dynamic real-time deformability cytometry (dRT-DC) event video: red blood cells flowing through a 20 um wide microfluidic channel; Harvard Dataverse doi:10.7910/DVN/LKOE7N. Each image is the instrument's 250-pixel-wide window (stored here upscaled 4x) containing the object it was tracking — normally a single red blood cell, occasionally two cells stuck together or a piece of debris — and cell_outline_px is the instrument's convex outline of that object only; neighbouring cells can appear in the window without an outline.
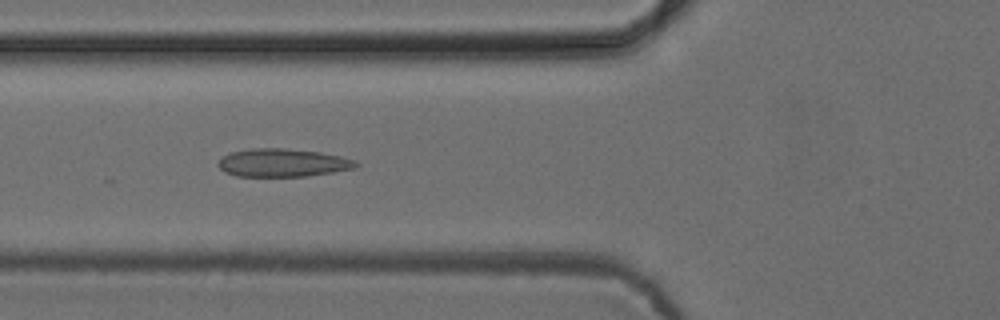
{"species": "common noctule bat (a hibernating species)", "species_latin": "Nyctalus noctula", "temperature_condition": "cold", "stored_images_in_passage": 53, "camera_frame_rate_fps": 3000, "um_per_image_px": 0.085, "animal": {"sex": "female", "body_mass_g": 24.6, "forearm_length_mm": 56.2}, "frame": {"image": 1, "passage_image": 19, "time_ms": 6.0, "image_size_px": [1000, 320], "cell_outline_px": [[360, 164], [356, 168], [332, 172], [304, 176], [236, 176], [224, 172], [216, 164], [224, 156], [232, 152], [252, 148], [284, 148], [320, 152], [340, 156], [356, 160]], "centroid_in_image_um": [24.04, 13.83], "position_along_channel_um": 101.8, "area_um2": 22.48}}
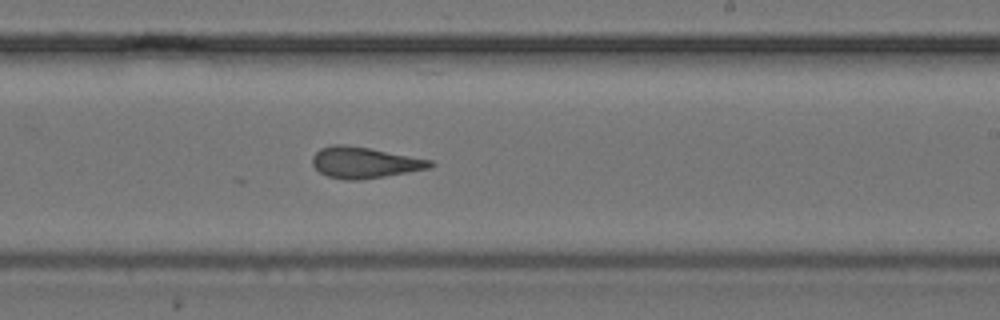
{"frame": {"image": 2, "passage_image": 31, "time_ms": 10.0, "image_size_px": [1000, 320], "cell_outline_px": [[436, 164], [428, 168], [384, 176], [360, 180], [344, 180], [328, 176], [320, 172], [312, 164], [312, 156], [320, 148], [332, 144], [344, 144], [368, 148], [432, 160]], "centroid_in_image_um": [30.94, 13.81], "position_along_channel_um": 258.1, "area_um2": 21.15}}
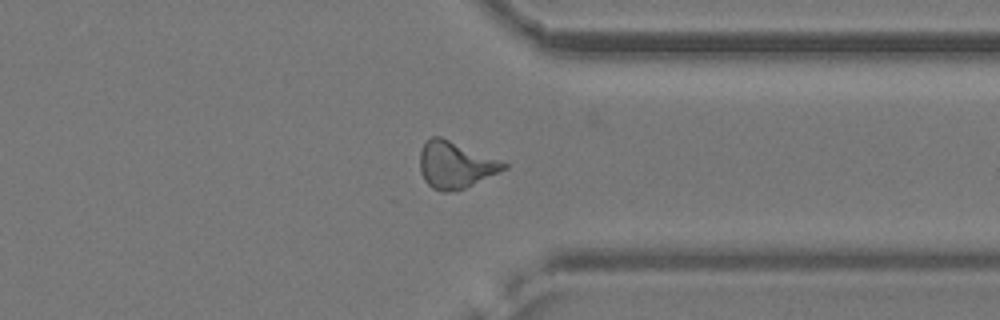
{"frame": {"image": 3, "passage_image": 40, "time_ms": 13.0, "image_size_px": [1000, 320], "cell_outline_px": [[508, 168], [464, 188], [448, 192], [444, 192], [432, 188], [424, 180], [420, 172], [420, 152], [424, 144], [432, 136], [440, 136], [508, 164]], "centroid_in_image_um": [38.67, 14.03], "position_along_channel_um": 372.7, "area_um2": 22.37}}